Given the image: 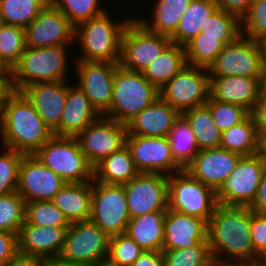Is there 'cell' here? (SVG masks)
Returning a JSON list of instances; mask_svg holds the SVG:
<instances>
[{
  "instance_id": "6da1fadb",
  "label": "cell",
  "mask_w": 266,
  "mask_h": 266,
  "mask_svg": "<svg viewBox=\"0 0 266 266\" xmlns=\"http://www.w3.org/2000/svg\"><path fill=\"white\" fill-rule=\"evenodd\" d=\"M53 135L21 92L10 90L5 95L0 105V141L3 147L33 155Z\"/></svg>"
},
{
  "instance_id": "7a4b0ae2",
  "label": "cell",
  "mask_w": 266,
  "mask_h": 266,
  "mask_svg": "<svg viewBox=\"0 0 266 266\" xmlns=\"http://www.w3.org/2000/svg\"><path fill=\"white\" fill-rule=\"evenodd\" d=\"M250 224L249 207L218 204L207 228V240L213 259L254 263Z\"/></svg>"
},
{
  "instance_id": "3957f363",
  "label": "cell",
  "mask_w": 266,
  "mask_h": 266,
  "mask_svg": "<svg viewBox=\"0 0 266 266\" xmlns=\"http://www.w3.org/2000/svg\"><path fill=\"white\" fill-rule=\"evenodd\" d=\"M131 19L116 23L106 11L76 26L74 39L78 40L83 52L81 56H76V60L119 63L122 33Z\"/></svg>"
},
{
  "instance_id": "277c9868",
  "label": "cell",
  "mask_w": 266,
  "mask_h": 266,
  "mask_svg": "<svg viewBox=\"0 0 266 266\" xmlns=\"http://www.w3.org/2000/svg\"><path fill=\"white\" fill-rule=\"evenodd\" d=\"M68 50L67 46L26 47L10 71V90L20 92L35 83L66 81L70 60Z\"/></svg>"
},
{
  "instance_id": "5b68a950",
  "label": "cell",
  "mask_w": 266,
  "mask_h": 266,
  "mask_svg": "<svg viewBox=\"0 0 266 266\" xmlns=\"http://www.w3.org/2000/svg\"><path fill=\"white\" fill-rule=\"evenodd\" d=\"M158 97L159 90L142 72L129 71L119 65L114 72L111 106L104 117L126 125Z\"/></svg>"
},
{
  "instance_id": "8992f818",
  "label": "cell",
  "mask_w": 266,
  "mask_h": 266,
  "mask_svg": "<svg viewBox=\"0 0 266 266\" xmlns=\"http://www.w3.org/2000/svg\"><path fill=\"white\" fill-rule=\"evenodd\" d=\"M33 155L66 183L93 181L94 167L86 159L75 137L53 135Z\"/></svg>"
},
{
  "instance_id": "52a82bcc",
  "label": "cell",
  "mask_w": 266,
  "mask_h": 266,
  "mask_svg": "<svg viewBox=\"0 0 266 266\" xmlns=\"http://www.w3.org/2000/svg\"><path fill=\"white\" fill-rule=\"evenodd\" d=\"M217 205L216 191L187 171L168 176V209L199 217L208 223Z\"/></svg>"
},
{
  "instance_id": "ba28073f",
  "label": "cell",
  "mask_w": 266,
  "mask_h": 266,
  "mask_svg": "<svg viewBox=\"0 0 266 266\" xmlns=\"http://www.w3.org/2000/svg\"><path fill=\"white\" fill-rule=\"evenodd\" d=\"M265 63L260 42L240 35L234 42L225 45L209 66L208 73L210 77L263 78Z\"/></svg>"
},
{
  "instance_id": "9c48e42d",
  "label": "cell",
  "mask_w": 266,
  "mask_h": 266,
  "mask_svg": "<svg viewBox=\"0 0 266 266\" xmlns=\"http://www.w3.org/2000/svg\"><path fill=\"white\" fill-rule=\"evenodd\" d=\"M91 215L95 223L109 238L125 233L130 216L124 185L91 182Z\"/></svg>"
},
{
  "instance_id": "30bf717a",
  "label": "cell",
  "mask_w": 266,
  "mask_h": 266,
  "mask_svg": "<svg viewBox=\"0 0 266 266\" xmlns=\"http://www.w3.org/2000/svg\"><path fill=\"white\" fill-rule=\"evenodd\" d=\"M265 168L264 151L241 156L234 171L216 192L217 203L224 206L250 207L256 197Z\"/></svg>"
},
{
  "instance_id": "8fae6325",
  "label": "cell",
  "mask_w": 266,
  "mask_h": 266,
  "mask_svg": "<svg viewBox=\"0 0 266 266\" xmlns=\"http://www.w3.org/2000/svg\"><path fill=\"white\" fill-rule=\"evenodd\" d=\"M171 43L170 37L149 31L133 17L122 33L119 65L142 72Z\"/></svg>"
},
{
  "instance_id": "7c38bea8",
  "label": "cell",
  "mask_w": 266,
  "mask_h": 266,
  "mask_svg": "<svg viewBox=\"0 0 266 266\" xmlns=\"http://www.w3.org/2000/svg\"><path fill=\"white\" fill-rule=\"evenodd\" d=\"M159 97L180 114L205 105L210 97L208 69L186 65L159 89Z\"/></svg>"
},
{
  "instance_id": "4fadbf2b",
  "label": "cell",
  "mask_w": 266,
  "mask_h": 266,
  "mask_svg": "<svg viewBox=\"0 0 266 266\" xmlns=\"http://www.w3.org/2000/svg\"><path fill=\"white\" fill-rule=\"evenodd\" d=\"M109 237L92 221L71 223L60 257L72 265L98 264L108 256Z\"/></svg>"
},
{
  "instance_id": "5bb4252c",
  "label": "cell",
  "mask_w": 266,
  "mask_h": 266,
  "mask_svg": "<svg viewBox=\"0 0 266 266\" xmlns=\"http://www.w3.org/2000/svg\"><path fill=\"white\" fill-rule=\"evenodd\" d=\"M130 218L168 209V176L139 173L124 184Z\"/></svg>"
},
{
  "instance_id": "9a60e30c",
  "label": "cell",
  "mask_w": 266,
  "mask_h": 266,
  "mask_svg": "<svg viewBox=\"0 0 266 266\" xmlns=\"http://www.w3.org/2000/svg\"><path fill=\"white\" fill-rule=\"evenodd\" d=\"M126 125L101 116L89 124L75 138L88 162L94 167L126 145Z\"/></svg>"
},
{
  "instance_id": "2e32d148",
  "label": "cell",
  "mask_w": 266,
  "mask_h": 266,
  "mask_svg": "<svg viewBox=\"0 0 266 266\" xmlns=\"http://www.w3.org/2000/svg\"><path fill=\"white\" fill-rule=\"evenodd\" d=\"M126 146L140 173L172 175L183 169L175 162L167 137L127 135Z\"/></svg>"
},
{
  "instance_id": "e0dca14e",
  "label": "cell",
  "mask_w": 266,
  "mask_h": 266,
  "mask_svg": "<svg viewBox=\"0 0 266 266\" xmlns=\"http://www.w3.org/2000/svg\"><path fill=\"white\" fill-rule=\"evenodd\" d=\"M78 82L76 85L85 93L96 111L104 116L111 106L113 79L119 63L88 62L75 60Z\"/></svg>"
},
{
  "instance_id": "ac0fdd59",
  "label": "cell",
  "mask_w": 266,
  "mask_h": 266,
  "mask_svg": "<svg viewBox=\"0 0 266 266\" xmlns=\"http://www.w3.org/2000/svg\"><path fill=\"white\" fill-rule=\"evenodd\" d=\"M75 27L50 2L25 28L26 46L31 48L69 46L75 41Z\"/></svg>"
},
{
  "instance_id": "d6986e66",
  "label": "cell",
  "mask_w": 266,
  "mask_h": 266,
  "mask_svg": "<svg viewBox=\"0 0 266 266\" xmlns=\"http://www.w3.org/2000/svg\"><path fill=\"white\" fill-rule=\"evenodd\" d=\"M66 182L34 155H25L19 167L17 192L25 203L51 201Z\"/></svg>"
},
{
  "instance_id": "ffe728a7",
  "label": "cell",
  "mask_w": 266,
  "mask_h": 266,
  "mask_svg": "<svg viewBox=\"0 0 266 266\" xmlns=\"http://www.w3.org/2000/svg\"><path fill=\"white\" fill-rule=\"evenodd\" d=\"M240 157L221 147L202 149L184 170L217 192L234 171Z\"/></svg>"
},
{
  "instance_id": "44dd1931",
  "label": "cell",
  "mask_w": 266,
  "mask_h": 266,
  "mask_svg": "<svg viewBox=\"0 0 266 266\" xmlns=\"http://www.w3.org/2000/svg\"><path fill=\"white\" fill-rule=\"evenodd\" d=\"M66 84L67 81L40 82L31 84L20 91L52 131L59 126L66 104Z\"/></svg>"
},
{
  "instance_id": "7402d4cb",
  "label": "cell",
  "mask_w": 266,
  "mask_h": 266,
  "mask_svg": "<svg viewBox=\"0 0 266 266\" xmlns=\"http://www.w3.org/2000/svg\"><path fill=\"white\" fill-rule=\"evenodd\" d=\"M208 223L199 217L167 209L162 250L182 249L208 243Z\"/></svg>"
},
{
  "instance_id": "603a6c76",
  "label": "cell",
  "mask_w": 266,
  "mask_h": 266,
  "mask_svg": "<svg viewBox=\"0 0 266 266\" xmlns=\"http://www.w3.org/2000/svg\"><path fill=\"white\" fill-rule=\"evenodd\" d=\"M263 78L243 76L210 77V97L244 107L250 113L262 95Z\"/></svg>"
},
{
  "instance_id": "cb8c5ba5",
  "label": "cell",
  "mask_w": 266,
  "mask_h": 266,
  "mask_svg": "<svg viewBox=\"0 0 266 266\" xmlns=\"http://www.w3.org/2000/svg\"><path fill=\"white\" fill-rule=\"evenodd\" d=\"M69 227L36 226L26 222L18 233V252L43 257L60 256Z\"/></svg>"
},
{
  "instance_id": "d4e9b609",
  "label": "cell",
  "mask_w": 266,
  "mask_h": 266,
  "mask_svg": "<svg viewBox=\"0 0 266 266\" xmlns=\"http://www.w3.org/2000/svg\"><path fill=\"white\" fill-rule=\"evenodd\" d=\"M101 115L93 107L89 98L75 84L67 85V100L59 126L53 131L55 136L76 137Z\"/></svg>"
},
{
  "instance_id": "484cf974",
  "label": "cell",
  "mask_w": 266,
  "mask_h": 266,
  "mask_svg": "<svg viewBox=\"0 0 266 266\" xmlns=\"http://www.w3.org/2000/svg\"><path fill=\"white\" fill-rule=\"evenodd\" d=\"M181 114L158 97L127 124V135L167 137Z\"/></svg>"
},
{
  "instance_id": "4316f807",
  "label": "cell",
  "mask_w": 266,
  "mask_h": 266,
  "mask_svg": "<svg viewBox=\"0 0 266 266\" xmlns=\"http://www.w3.org/2000/svg\"><path fill=\"white\" fill-rule=\"evenodd\" d=\"M91 198V182L66 183L51 201L71 224L90 219Z\"/></svg>"
},
{
  "instance_id": "83f0119b",
  "label": "cell",
  "mask_w": 266,
  "mask_h": 266,
  "mask_svg": "<svg viewBox=\"0 0 266 266\" xmlns=\"http://www.w3.org/2000/svg\"><path fill=\"white\" fill-rule=\"evenodd\" d=\"M166 211H155L131 218L125 234L144 251H162Z\"/></svg>"
},
{
  "instance_id": "f1b7e54d",
  "label": "cell",
  "mask_w": 266,
  "mask_h": 266,
  "mask_svg": "<svg viewBox=\"0 0 266 266\" xmlns=\"http://www.w3.org/2000/svg\"><path fill=\"white\" fill-rule=\"evenodd\" d=\"M139 173L129 148L124 145L94 166L93 179L105 184L124 185Z\"/></svg>"
},
{
  "instance_id": "f546056e",
  "label": "cell",
  "mask_w": 266,
  "mask_h": 266,
  "mask_svg": "<svg viewBox=\"0 0 266 266\" xmlns=\"http://www.w3.org/2000/svg\"><path fill=\"white\" fill-rule=\"evenodd\" d=\"M218 10L214 0H192L182 15L175 33L170 37L172 43L185 46L205 30L208 18Z\"/></svg>"
},
{
  "instance_id": "4dcf8cb0",
  "label": "cell",
  "mask_w": 266,
  "mask_h": 266,
  "mask_svg": "<svg viewBox=\"0 0 266 266\" xmlns=\"http://www.w3.org/2000/svg\"><path fill=\"white\" fill-rule=\"evenodd\" d=\"M186 65L185 46L171 43L142 71V74L159 90Z\"/></svg>"
},
{
  "instance_id": "1f68e13d",
  "label": "cell",
  "mask_w": 266,
  "mask_h": 266,
  "mask_svg": "<svg viewBox=\"0 0 266 266\" xmlns=\"http://www.w3.org/2000/svg\"><path fill=\"white\" fill-rule=\"evenodd\" d=\"M192 0H157L153 6L152 18L135 17L146 29L153 33L171 37L182 15ZM152 20V21H151Z\"/></svg>"
},
{
  "instance_id": "d6a6232c",
  "label": "cell",
  "mask_w": 266,
  "mask_h": 266,
  "mask_svg": "<svg viewBox=\"0 0 266 266\" xmlns=\"http://www.w3.org/2000/svg\"><path fill=\"white\" fill-rule=\"evenodd\" d=\"M220 147L241 156H250L263 151L253 116L250 114L240 124L222 132Z\"/></svg>"
},
{
  "instance_id": "836d02e7",
  "label": "cell",
  "mask_w": 266,
  "mask_h": 266,
  "mask_svg": "<svg viewBox=\"0 0 266 266\" xmlns=\"http://www.w3.org/2000/svg\"><path fill=\"white\" fill-rule=\"evenodd\" d=\"M239 36H211L200 32L185 45L187 65L209 68L225 45Z\"/></svg>"
},
{
  "instance_id": "e575fe53",
  "label": "cell",
  "mask_w": 266,
  "mask_h": 266,
  "mask_svg": "<svg viewBox=\"0 0 266 266\" xmlns=\"http://www.w3.org/2000/svg\"><path fill=\"white\" fill-rule=\"evenodd\" d=\"M181 115L190 124L199 150L220 147L222 132L216 126L206 104L189 109Z\"/></svg>"
},
{
  "instance_id": "d590c367",
  "label": "cell",
  "mask_w": 266,
  "mask_h": 266,
  "mask_svg": "<svg viewBox=\"0 0 266 266\" xmlns=\"http://www.w3.org/2000/svg\"><path fill=\"white\" fill-rule=\"evenodd\" d=\"M175 162L184 170L199 152L195 135L187 120L180 115L167 136Z\"/></svg>"
},
{
  "instance_id": "8d00e7d4",
  "label": "cell",
  "mask_w": 266,
  "mask_h": 266,
  "mask_svg": "<svg viewBox=\"0 0 266 266\" xmlns=\"http://www.w3.org/2000/svg\"><path fill=\"white\" fill-rule=\"evenodd\" d=\"M50 0H0V23L26 28Z\"/></svg>"
},
{
  "instance_id": "74e56055",
  "label": "cell",
  "mask_w": 266,
  "mask_h": 266,
  "mask_svg": "<svg viewBox=\"0 0 266 266\" xmlns=\"http://www.w3.org/2000/svg\"><path fill=\"white\" fill-rule=\"evenodd\" d=\"M25 29L0 23V60L11 71L26 49Z\"/></svg>"
},
{
  "instance_id": "f35d334b",
  "label": "cell",
  "mask_w": 266,
  "mask_h": 266,
  "mask_svg": "<svg viewBox=\"0 0 266 266\" xmlns=\"http://www.w3.org/2000/svg\"><path fill=\"white\" fill-rule=\"evenodd\" d=\"M25 222L36 226L70 227L63 212L52 201L27 202Z\"/></svg>"
},
{
  "instance_id": "ab89813d",
  "label": "cell",
  "mask_w": 266,
  "mask_h": 266,
  "mask_svg": "<svg viewBox=\"0 0 266 266\" xmlns=\"http://www.w3.org/2000/svg\"><path fill=\"white\" fill-rule=\"evenodd\" d=\"M100 2V0H50V3L60 10L74 27L105 13V8L99 6Z\"/></svg>"
},
{
  "instance_id": "60d3db41",
  "label": "cell",
  "mask_w": 266,
  "mask_h": 266,
  "mask_svg": "<svg viewBox=\"0 0 266 266\" xmlns=\"http://www.w3.org/2000/svg\"><path fill=\"white\" fill-rule=\"evenodd\" d=\"M25 204L17 191L0 196V231L18 235L25 223Z\"/></svg>"
},
{
  "instance_id": "b9f144b4",
  "label": "cell",
  "mask_w": 266,
  "mask_h": 266,
  "mask_svg": "<svg viewBox=\"0 0 266 266\" xmlns=\"http://www.w3.org/2000/svg\"><path fill=\"white\" fill-rule=\"evenodd\" d=\"M162 251L164 266H210L213 260L208 243Z\"/></svg>"
},
{
  "instance_id": "7bdbcfd3",
  "label": "cell",
  "mask_w": 266,
  "mask_h": 266,
  "mask_svg": "<svg viewBox=\"0 0 266 266\" xmlns=\"http://www.w3.org/2000/svg\"><path fill=\"white\" fill-rule=\"evenodd\" d=\"M143 251L132 238L122 233L110 237L106 261L114 266H132Z\"/></svg>"
},
{
  "instance_id": "ee69618b",
  "label": "cell",
  "mask_w": 266,
  "mask_h": 266,
  "mask_svg": "<svg viewBox=\"0 0 266 266\" xmlns=\"http://www.w3.org/2000/svg\"><path fill=\"white\" fill-rule=\"evenodd\" d=\"M25 155L3 147L0 153V196L17 191L19 167Z\"/></svg>"
},
{
  "instance_id": "f6af8a7d",
  "label": "cell",
  "mask_w": 266,
  "mask_h": 266,
  "mask_svg": "<svg viewBox=\"0 0 266 266\" xmlns=\"http://www.w3.org/2000/svg\"><path fill=\"white\" fill-rule=\"evenodd\" d=\"M206 105L210 108L212 118L221 132L240 124L251 114L240 105L224 103L211 97Z\"/></svg>"
},
{
  "instance_id": "bcb514c9",
  "label": "cell",
  "mask_w": 266,
  "mask_h": 266,
  "mask_svg": "<svg viewBox=\"0 0 266 266\" xmlns=\"http://www.w3.org/2000/svg\"><path fill=\"white\" fill-rule=\"evenodd\" d=\"M241 35L259 41L266 35V0H253L248 14L241 20Z\"/></svg>"
},
{
  "instance_id": "7dc6e473",
  "label": "cell",
  "mask_w": 266,
  "mask_h": 266,
  "mask_svg": "<svg viewBox=\"0 0 266 266\" xmlns=\"http://www.w3.org/2000/svg\"><path fill=\"white\" fill-rule=\"evenodd\" d=\"M204 35L211 36H240L241 21L223 10L218 9L209 18L205 26Z\"/></svg>"
},
{
  "instance_id": "c3c4849f",
  "label": "cell",
  "mask_w": 266,
  "mask_h": 266,
  "mask_svg": "<svg viewBox=\"0 0 266 266\" xmlns=\"http://www.w3.org/2000/svg\"><path fill=\"white\" fill-rule=\"evenodd\" d=\"M250 236L254 249V261L266 260V214L251 210Z\"/></svg>"
},
{
  "instance_id": "681fc988",
  "label": "cell",
  "mask_w": 266,
  "mask_h": 266,
  "mask_svg": "<svg viewBox=\"0 0 266 266\" xmlns=\"http://www.w3.org/2000/svg\"><path fill=\"white\" fill-rule=\"evenodd\" d=\"M18 252V235L0 231V266H3Z\"/></svg>"
},
{
  "instance_id": "f907efd6",
  "label": "cell",
  "mask_w": 266,
  "mask_h": 266,
  "mask_svg": "<svg viewBox=\"0 0 266 266\" xmlns=\"http://www.w3.org/2000/svg\"><path fill=\"white\" fill-rule=\"evenodd\" d=\"M218 9L237 17L240 21L248 14L253 0H214Z\"/></svg>"
},
{
  "instance_id": "816d5d0a",
  "label": "cell",
  "mask_w": 266,
  "mask_h": 266,
  "mask_svg": "<svg viewBox=\"0 0 266 266\" xmlns=\"http://www.w3.org/2000/svg\"><path fill=\"white\" fill-rule=\"evenodd\" d=\"M251 115L257 127L258 137L261 143L264 144L266 142V96L261 95Z\"/></svg>"
},
{
  "instance_id": "f5cc1de1",
  "label": "cell",
  "mask_w": 266,
  "mask_h": 266,
  "mask_svg": "<svg viewBox=\"0 0 266 266\" xmlns=\"http://www.w3.org/2000/svg\"><path fill=\"white\" fill-rule=\"evenodd\" d=\"M249 208L253 212L266 214V168L262 174L256 197Z\"/></svg>"
},
{
  "instance_id": "db71d44e",
  "label": "cell",
  "mask_w": 266,
  "mask_h": 266,
  "mask_svg": "<svg viewBox=\"0 0 266 266\" xmlns=\"http://www.w3.org/2000/svg\"><path fill=\"white\" fill-rule=\"evenodd\" d=\"M132 266H164L163 251H143Z\"/></svg>"
},
{
  "instance_id": "11a10c76",
  "label": "cell",
  "mask_w": 266,
  "mask_h": 266,
  "mask_svg": "<svg viewBox=\"0 0 266 266\" xmlns=\"http://www.w3.org/2000/svg\"><path fill=\"white\" fill-rule=\"evenodd\" d=\"M39 262V257L17 252L3 266H38Z\"/></svg>"
},
{
  "instance_id": "9f6ffc18",
  "label": "cell",
  "mask_w": 266,
  "mask_h": 266,
  "mask_svg": "<svg viewBox=\"0 0 266 266\" xmlns=\"http://www.w3.org/2000/svg\"><path fill=\"white\" fill-rule=\"evenodd\" d=\"M38 266H73L66 260L62 259L60 256L58 257H43L40 258V262Z\"/></svg>"
},
{
  "instance_id": "6f0895ef",
  "label": "cell",
  "mask_w": 266,
  "mask_h": 266,
  "mask_svg": "<svg viewBox=\"0 0 266 266\" xmlns=\"http://www.w3.org/2000/svg\"><path fill=\"white\" fill-rule=\"evenodd\" d=\"M210 266H264L263 262H238V261H222L213 259Z\"/></svg>"
},
{
  "instance_id": "680465c9",
  "label": "cell",
  "mask_w": 266,
  "mask_h": 266,
  "mask_svg": "<svg viewBox=\"0 0 266 266\" xmlns=\"http://www.w3.org/2000/svg\"><path fill=\"white\" fill-rule=\"evenodd\" d=\"M10 91V76H0V105Z\"/></svg>"
},
{
  "instance_id": "91938a15",
  "label": "cell",
  "mask_w": 266,
  "mask_h": 266,
  "mask_svg": "<svg viewBox=\"0 0 266 266\" xmlns=\"http://www.w3.org/2000/svg\"><path fill=\"white\" fill-rule=\"evenodd\" d=\"M0 76H10V70L0 60Z\"/></svg>"
},
{
  "instance_id": "94428289",
  "label": "cell",
  "mask_w": 266,
  "mask_h": 266,
  "mask_svg": "<svg viewBox=\"0 0 266 266\" xmlns=\"http://www.w3.org/2000/svg\"><path fill=\"white\" fill-rule=\"evenodd\" d=\"M262 94L266 96V63L264 67L263 82H262Z\"/></svg>"
},
{
  "instance_id": "6125c7cd",
  "label": "cell",
  "mask_w": 266,
  "mask_h": 266,
  "mask_svg": "<svg viewBox=\"0 0 266 266\" xmlns=\"http://www.w3.org/2000/svg\"><path fill=\"white\" fill-rule=\"evenodd\" d=\"M261 48L264 52L265 58H266V35H264L260 40Z\"/></svg>"
},
{
  "instance_id": "be15d7a7",
  "label": "cell",
  "mask_w": 266,
  "mask_h": 266,
  "mask_svg": "<svg viewBox=\"0 0 266 266\" xmlns=\"http://www.w3.org/2000/svg\"><path fill=\"white\" fill-rule=\"evenodd\" d=\"M97 266H114V265H112V264L108 263L107 261H105V262L98 263Z\"/></svg>"
},
{
  "instance_id": "e7e4bbea",
  "label": "cell",
  "mask_w": 266,
  "mask_h": 266,
  "mask_svg": "<svg viewBox=\"0 0 266 266\" xmlns=\"http://www.w3.org/2000/svg\"><path fill=\"white\" fill-rule=\"evenodd\" d=\"M73 266H97V264H84V265H73Z\"/></svg>"
},
{
  "instance_id": "03108f58",
  "label": "cell",
  "mask_w": 266,
  "mask_h": 266,
  "mask_svg": "<svg viewBox=\"0 0 266 266\" xmlns=\"http://www.w3.org/2000/svg\"><path fill=\"white\" fill-rule=\"evenodd\" d=\"M263 151H264V153L266 155V142L263 144Z\"/></svg>"
}]
</instances>
